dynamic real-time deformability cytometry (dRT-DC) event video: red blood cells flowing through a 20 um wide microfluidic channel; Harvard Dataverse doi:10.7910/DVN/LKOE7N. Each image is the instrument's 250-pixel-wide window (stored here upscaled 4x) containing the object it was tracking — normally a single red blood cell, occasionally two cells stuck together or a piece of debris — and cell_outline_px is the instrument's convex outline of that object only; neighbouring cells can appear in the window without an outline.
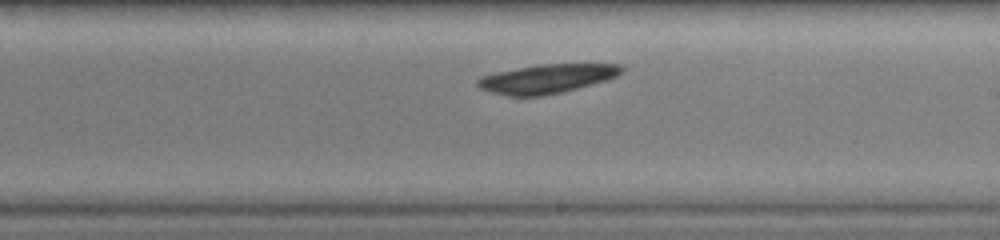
{"species": "common noctule bat (a hibernating species)", "species_latin": "Nyctalus noctula", "temperature_condition": "warm", "stored_images_in_passage": 11, "segment_of_instrument_passage": [2, 2], "camera_frame_rate_fps": 3000, "um_per_image_px": 0.085, "animal": {"sex": "female", "body_mass_g": 19.0, "forearm_length_mm": 51.5}, "frame": {"image": 1, "passage_image": 11, "time_ms": 6.667, "image_size_px": [1000, 240], "cell_outline_px": [[624, 68], [616, 76], [608, 80], [564, 92], [544, 96], [508, 96], [492, 92], [480, 88], [476, 84], [476, 80], [480, 76], [540, 64], [624, 64]], "centroid_in_image_um": [46.52, 6.7], "position_along_channel_um": 242.5, "area_um2": 24.28}}